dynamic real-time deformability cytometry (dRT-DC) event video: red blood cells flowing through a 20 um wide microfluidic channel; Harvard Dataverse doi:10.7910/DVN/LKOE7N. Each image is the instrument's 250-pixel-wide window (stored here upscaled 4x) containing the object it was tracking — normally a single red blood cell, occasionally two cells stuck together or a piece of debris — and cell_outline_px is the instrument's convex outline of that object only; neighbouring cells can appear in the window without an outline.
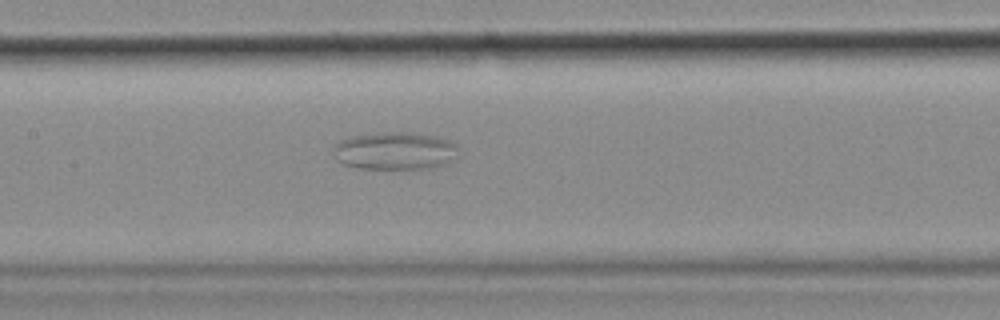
{"species": "common noctule bat (a hibernating species)", "species_latin": "Nyctalus noctula", "temperature_condition": "cold", "stored_images_in_passage": 45, "camera_frame_rate_fps": 3000, "um_per_image_px": 0.085, "animal": {"sex": "female", "body_mass_g": 18.4}, "frame": {"image": 1, "passage_image": 18, "time_ms": 5.667, "image_size_px": [1000, 320], "cell_outline_px": [[460, 156], [456, 160], [432, 168], [360, 168], [344, 164], [336, 160], [332, 152], [336, 144], [352, 136], [388, 132], [412, 132], [436, 136], [448, 140], [456, 144]], "centroid_in_image_um": [33.64, 12.82], "position_along_channel_um": 173.8, "area_um2": 27.51}}
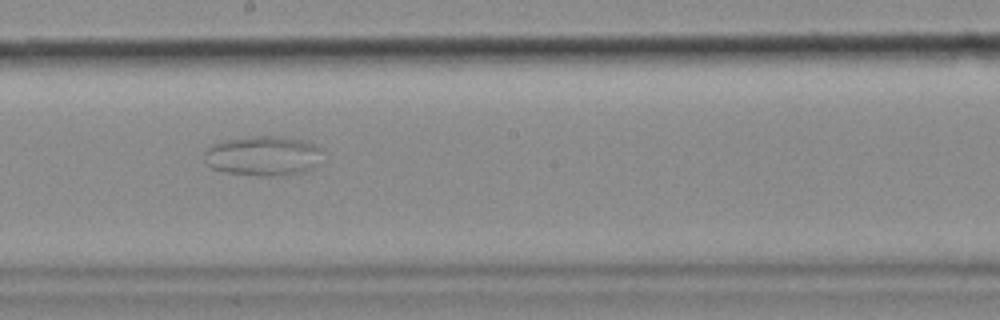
{"frame": {"image": 2, "passage_image": 22, "time_ms": 7.0, "image_size_px": [1000, 320], "cell_outline_px": [[324, 148], [320, 164], [312, 168], [300, 172], [272, 176], [256, 176], [224, 172], [212, 168], [204, 160], [204, 152], [208, 144], [220, 140], [248, 136], [280, 136], [304, 140], [316, 144]], "centroid_in_image_um": [22.36, 13.22], "position_along_channel_um": 225.8, "area_um2": 28.21}}